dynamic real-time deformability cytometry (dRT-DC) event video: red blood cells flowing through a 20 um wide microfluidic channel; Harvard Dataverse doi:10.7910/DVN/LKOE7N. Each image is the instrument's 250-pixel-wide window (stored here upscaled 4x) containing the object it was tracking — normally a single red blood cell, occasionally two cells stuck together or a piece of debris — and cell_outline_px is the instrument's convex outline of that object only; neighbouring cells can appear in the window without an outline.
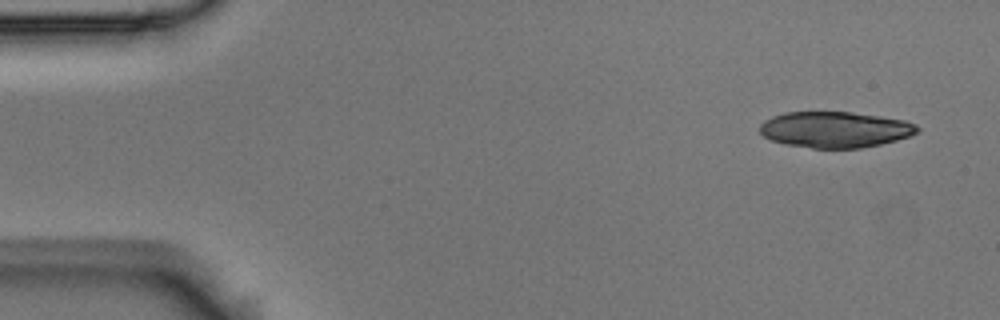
{"species": "Egyptian fruit bat (a non-hibernating species)", "species_latin": "Rousettus aegyptiacus", "temperature_condition": "room temperature", "stored_images_in_passage": 4, "camera_frame_rate_fps": 3000, "um_per_image_px": 0.085, "animal": {"sex": "male"}, "frame": {"image": 1, "passage_image": 1, "time_ms": 0.0, "image_size_px": [1000, 320], "cell_outline_px": [[920, 132], [896, 140], [880, 144], [860, 148], [812, 148], [788, 144], [772, 140], [764, 136], [760, 132], [760, 124], [764, 120], [772, 116], [784, 112], [848, 112], [880, 116], [904, 120], [916, 124], [920, 128]], "centroid_in_image_um": [70.99, 11.01], "position_along_channel_um": 14.0, "area_um2": 32.95}}